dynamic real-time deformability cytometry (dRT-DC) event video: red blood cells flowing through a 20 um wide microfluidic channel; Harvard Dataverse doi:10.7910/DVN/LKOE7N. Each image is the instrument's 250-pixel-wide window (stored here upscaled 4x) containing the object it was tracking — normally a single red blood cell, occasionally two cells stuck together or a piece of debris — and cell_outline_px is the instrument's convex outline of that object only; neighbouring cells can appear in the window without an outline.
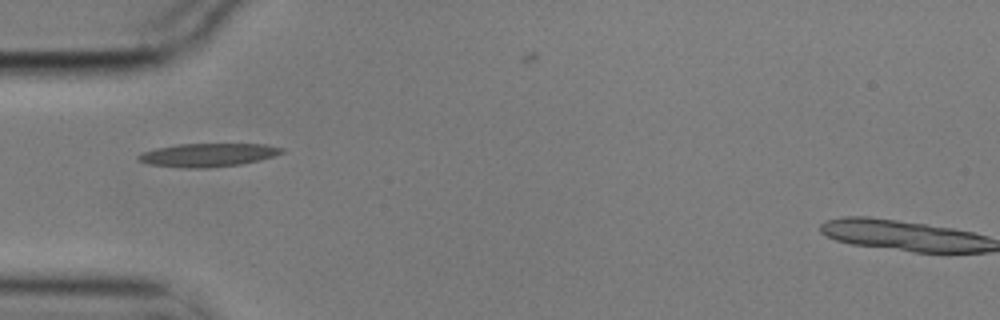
{"species": "common noctule bat (a hibernating species)", "species_latin": "Nyctalus noctula", "temperature_condition": "cold", "stored_images_in_passage": 3, "camera_frame_rate_fps": 3000, "um_per_image_px": 0.085, "animal": {"sex": "male", "body_mass_g": 17.9}, "frame": {"image": 1, "passage_image": 1, "time_ms": 0.0, "image_size_px": [1000, 320], "cell_outline_px": [[284, 152], [260, 160], [240, 164], [208, 168], [184, 168], [148, 164], [136, 160], [136, 156], [144, 152], [156, 148], [176, 144], [264, 144], [284, 148]], "centroid_in_image_um": [17.64, 13.17], "position_along_channel_um": 67.4, "area_um2": 19.54}}
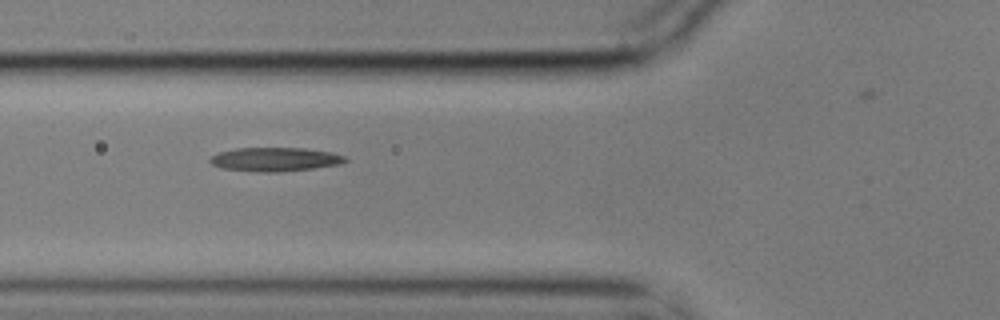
{"frame": {"image": 2, "passage_image": 2, "time_ms": 0.333, "image_size_px": [1000, 320], "cell_outline_px": [[348, 160], [340, 164], [312, 168], [276, 172], [256, 172], [224, 168], [212, 164], [208, 160], [212, 156], [220, 152], [236, 148], [304, 148], [332, 152], [348, 156]], "centroid_in_image_um": [23.42, 13.54], "position_along_channel_um": 102.4, "area_um2": 18.73}}
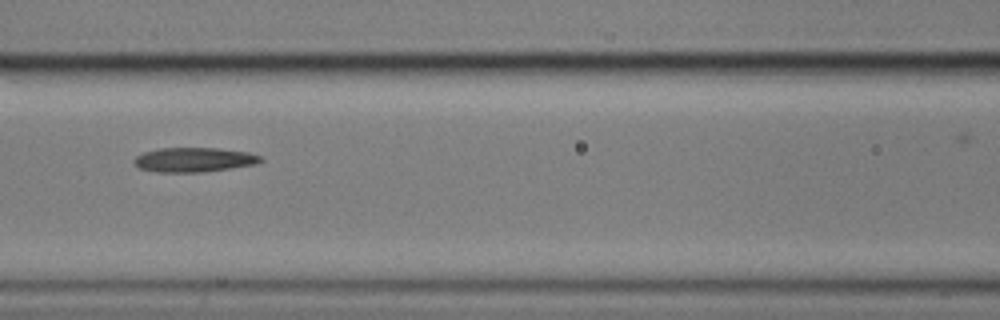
{"frame": {"image": 3, "passage_image": 3, "time_ms": 0.667, "image_size_px": [1000, 320], "cell_outline_px": [[264, 160], [256, 164], [204, 172], [156, 172], [140, 168], [132, 160], [136, 156], [144, 152], [160, 148], [216, 148], [248, 152], [260, 156]], "centroid_in_image_um": [16.49, 13.58], "position_along_channel_um": 150.1, "area_um2": 17.98}}